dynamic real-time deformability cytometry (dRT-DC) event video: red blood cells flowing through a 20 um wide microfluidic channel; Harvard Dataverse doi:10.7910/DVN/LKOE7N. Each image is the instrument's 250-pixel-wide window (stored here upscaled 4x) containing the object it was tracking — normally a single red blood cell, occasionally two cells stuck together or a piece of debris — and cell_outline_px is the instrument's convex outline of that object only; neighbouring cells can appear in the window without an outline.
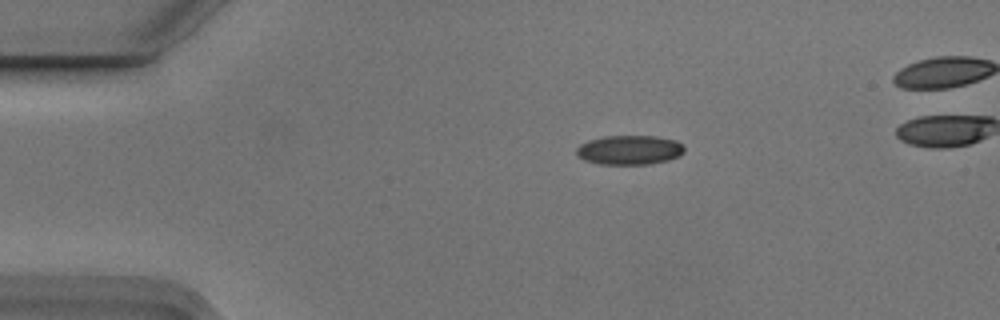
{"species": "Egyptian fruit bat (a non-hibernating species)", "species_latin": "Rousettus aegyptiacus", "temperature_condition": "cold", "stored_images_in_passage": 5, "camera_frame_rate_fps": 3000, "um_per_image_px": 0.085, "animal": {"sex": "male"}, "frame": {"image": 1, "passage_image": 1, "time_ms": 0.0, "image_size_px": [1000, 320], "cell_outline_px": [[684, 152], [680, 156], [668, 160], [648, 164], [600, 164], [584, 160], [576, 156], [576, 148], [580, 144], [588, 140], [604, 136], [656, 136], [676, 140], [684, 148]], "centroid_in_image_um": [53.48, 12.74], "position_along_channel_um": 31.5, "area_um2": 18.55}}
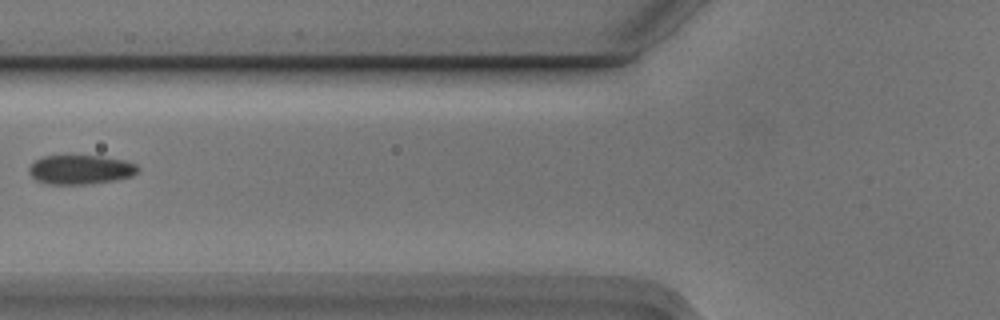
{"frame": {"image": 2, "passage_image": 4, "time_ms": 1.0, "image_size_px": [1000, 320], "cell_outline_px": [[140, 168], [132, 176], [116, 180], [88, 184], [48, 184], [36, 180], [28, 172], [28, 168], [36, 160], [44, 156], [100, 156], [124, 160], [136, 164]], "centroid_in_image_um": [6.85, 14.42], "position_along_channel_um": 119.0, "area_um2": 18.5}}
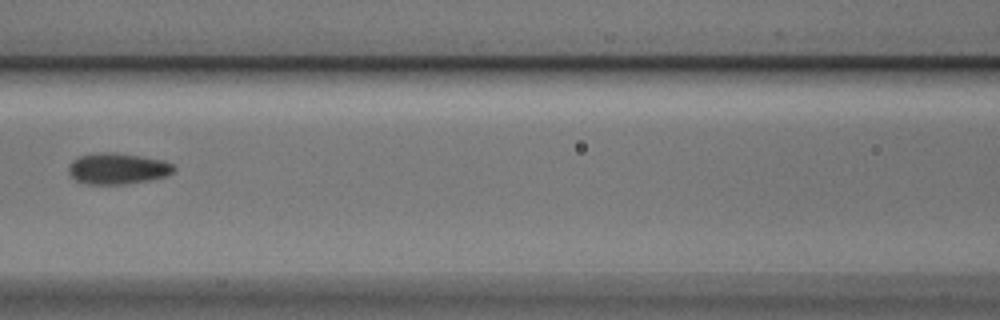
{"frame": {"image": 3, "passage_image": 5, "time_ms": 1.333, "image_size_px": [1000, 320], "cell_outline_px": [[176, 168], [172, 172], [164, 176], [148, 180], [124, 184], [88, 184], [76, 180], [68, 172], [68, 164], [72, 160], [80, 156], [100, 152], [116, 152], [164, 160], [172, 164]], "centroid_in_image_um": [9.97, 14.32], "position_along_channel_um": 156.6, "area_um2": 19.02}}